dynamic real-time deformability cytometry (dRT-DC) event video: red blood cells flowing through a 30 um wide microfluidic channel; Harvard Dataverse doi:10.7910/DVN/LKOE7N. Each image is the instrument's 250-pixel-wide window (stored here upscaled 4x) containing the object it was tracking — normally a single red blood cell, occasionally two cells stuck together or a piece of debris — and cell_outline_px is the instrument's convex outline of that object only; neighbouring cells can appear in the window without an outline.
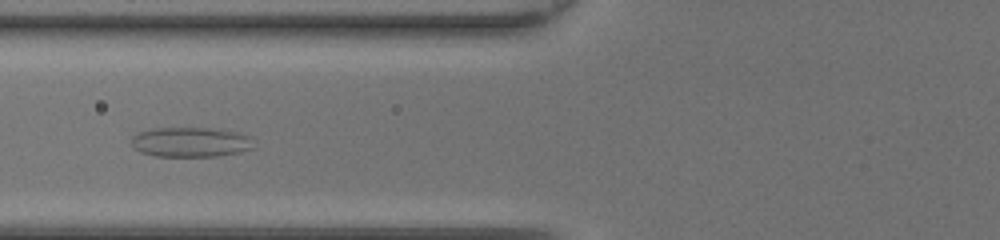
{"species": "common noctule bat (a hibernating species)", "species_latin": "Nyctalus noctula", "temperature_condition": "room temperature", "stored_images_in_passage": 43, "camera_frame_rate_fps": 3000, "um_per_image_px": 0.085, "animal": {"sex": "female", "body_mass_g": 20.0, "forearm_length_mm": 54.0}, "frame": {"image": 1, "passage_image": 15, "time_ms": 4.667, "image_size_px": [1000, 240], "cell_outline_px": [[252, 148], [240, 152], [216, 156], [156, 156], [140, 152], [132, 144], [132, 136], [136, 132], [152, 128], [220, 128], [236, 132], [248, 136]], "centroid_in_image_um": [16.15, 12.06], "position_along_channel_um": 109.7, "area_um2": 21.15}}
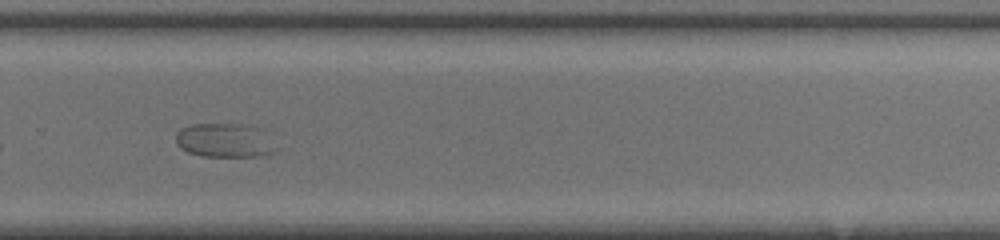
{"frame": {"image": 2, "passage_image": 29, "time_ms": 9.333, "image_size_px": [1000, 240], "cell_outline_px": [[284, 148], [276, 152], [260, 156], [204, 156], [188, 152], [180, 148], [176, 144], [176, 132], [180, 128], [188, 124], [252, 124], [264, 128]], "centroid_in_image_um": [19.26, 11.91], "position_along_channel_um": 310.5, "area_um2": 21.04}}
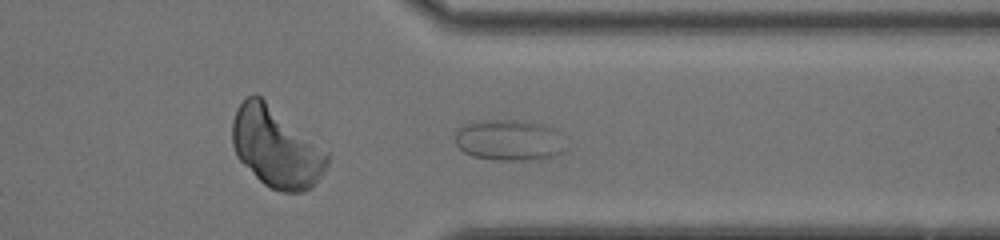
{"frame": {"image": 3, "passage_image": 33, "time_ms": 10.667, "image_size_px": [1000, 240], "cell_outline_px": [[560, 152], [552, 156], [536, 160], [496, 160], [472, 156], [464, 152], [456, 144], [456, 132], [460, 128], [468, 124], [488, 120], [516, 120], [540, 124], [552, 128]], "centroid_in_image_um": [43.13, 11.93], "position_along_channel_um": 368.3, "area_um2": 25.14}}